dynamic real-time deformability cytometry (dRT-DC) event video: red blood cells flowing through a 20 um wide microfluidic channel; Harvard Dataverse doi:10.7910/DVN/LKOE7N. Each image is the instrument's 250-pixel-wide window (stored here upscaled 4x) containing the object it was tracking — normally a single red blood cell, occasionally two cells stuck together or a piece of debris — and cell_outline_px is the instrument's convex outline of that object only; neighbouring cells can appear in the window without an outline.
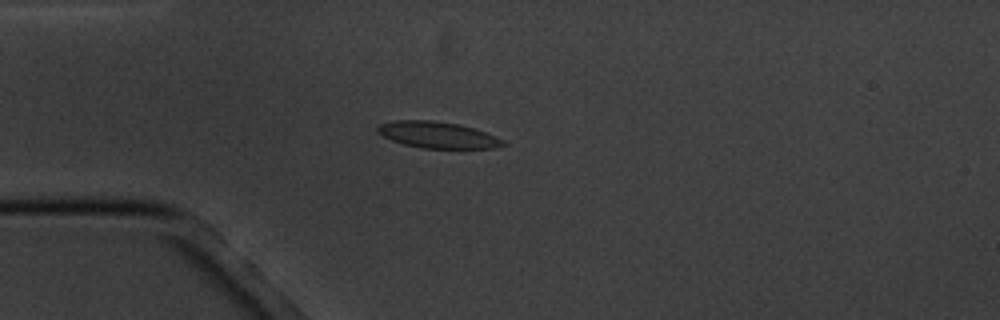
{"species": "common noctule bat (a hibernating species)", "species_latin": "Nyctalus noctula", "temperature_condition": "cold", "stored_images_in_passage": 11, "camera_frame_rate_fps": 3000, "um_per_image_px": 0.085, "animal": {"sex": "male", "body_mass_g": 20.1, "forearm_length_mm": 53.5}, "frame": {"image": 1, "passage_image": 5, "time_ms": 4.667, "image_size_px": [1000, 320], "cell_outline_px": [[508, 144], [496, 148], [420, 148], [404, 144], [392, 140], [376, 132], [376, 128], [380, 124], [396, 120], [432, 120], [460, 124], [496, 136], [504, 140]], "centroid_in_image_um": [37.21, 11.47], "position_along_channel_um": 47.8, "area_um2": 19.31}}
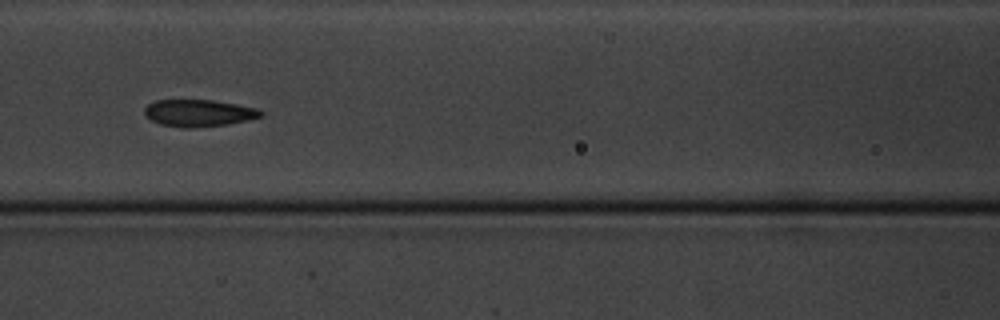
{"frame": {"image": 2, "passage_image": 8, "time_ms": 8.0, "image_size_px": [1000, 320], "cell_outline_px": [[264, 116], [248, 120], [228, 124], [196, 128], [180, 128], [160, 124], [152, 120], [144, 112], [144, 108], [148, 104], [156, 100], [212, 100], [236, 104], [256, 108], [264, 112]], "centroid_in_image_um": [16.91, 9.62], "position_along_channel_um": 149.7, "area_um2": 18.38}}
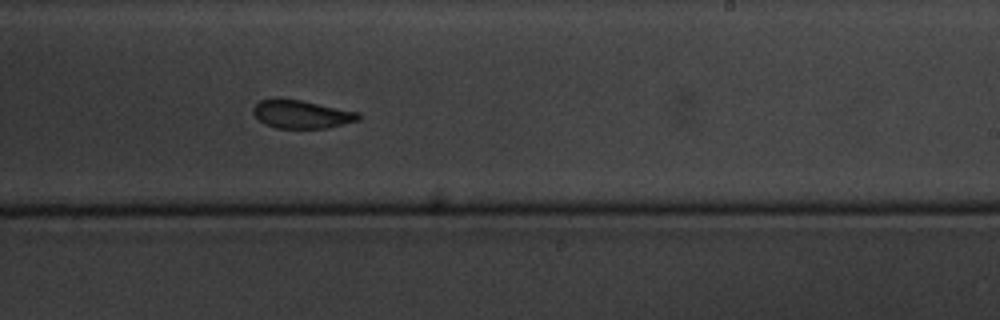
{"frame": {"image": 3, "passage_image": 11, "time_ms": 11.333, "image_size_px": [1000, 320], "cell_outline_px": [[360, 120], [324, 128], [276, 128], [264, 124], [252, 112], [252, 108], [260, 100], [276, 96], [300, 100], [360, 112]], "centroid_in_image_um": [25.59, 9.68], "position_along_channel_um": 263.4, "area_um2": 17.51}}